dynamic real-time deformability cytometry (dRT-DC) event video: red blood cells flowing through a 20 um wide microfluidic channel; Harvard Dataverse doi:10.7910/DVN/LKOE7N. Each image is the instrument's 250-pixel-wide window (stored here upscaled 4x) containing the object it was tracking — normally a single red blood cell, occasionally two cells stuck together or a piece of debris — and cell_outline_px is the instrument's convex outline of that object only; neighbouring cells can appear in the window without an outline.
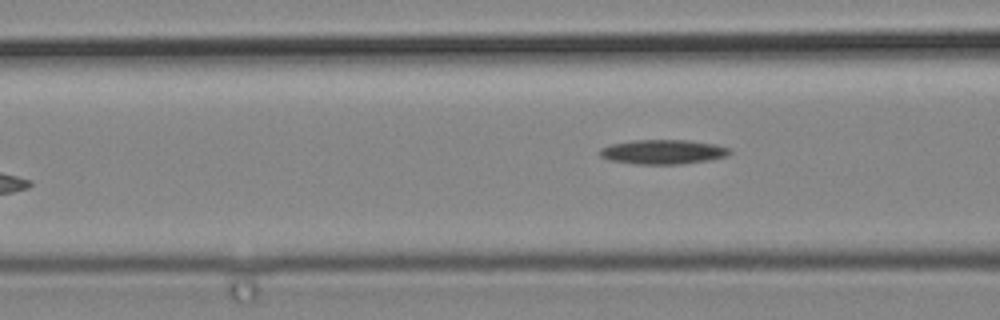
{"species": "common noctule bat (a hibernating species)", "species_latin": "Nyctalus noctula", "temperature_condition": "cold", "stored_images_in_passage": 6, "camera_frame_rate_fps": 3000, "um_per_image_px": 0.085, "animal": {"sex": "male", "body_mass_g": 19.2, "forearm_length_mm": 51.8}, "frame": {"image": 1, "passage_image": 6, "time_ms": 1.667, "image_size_px": [1000, 320], "cell_outline_px": [[732, 152], [728, 156], [708, 160], [680, 164], [636, 164], [608, 160], [600, 156], [600, 148], [612, 144], [632, 140], [688, 140], [716, 144], [728, 148]], "centroid_in_image_um": [56.35, 12.91], "position_along_channel_um": 110.2, "area_um2": 18.55}}